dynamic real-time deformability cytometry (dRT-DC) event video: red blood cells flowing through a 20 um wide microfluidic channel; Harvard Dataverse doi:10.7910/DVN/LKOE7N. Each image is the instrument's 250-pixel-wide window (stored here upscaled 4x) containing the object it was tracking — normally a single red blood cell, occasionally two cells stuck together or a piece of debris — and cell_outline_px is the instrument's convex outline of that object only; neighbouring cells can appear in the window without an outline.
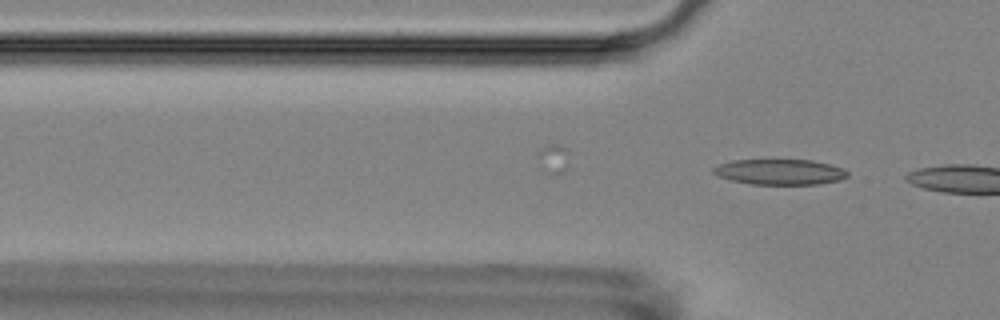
{"species": "Egyptian fruit bat (a non-hibernating species)", "species_latin": "Rousettus aegyptiacus", "temperature_condition": "room temperature", "stored_images_in_passage": 4, "camera_frame_rate_fps": 3000, "um_per_image_px": 0.085, "animal": {"sex": "female"}, "frame": {"image": 1, "passage_image": 4, "time_ms": 3.333, "image_size_px": [1000, 320], "cell_outline_px": [[848, 176], [840, 180], [820, 184], [748, 184], [716, 176], [712, 172], [712, 168], [720, 164], [732, 160], [812, 160], [844, 168], [848, 172]], "centroid_in_image_um": [66.28, 14.61], "position_along_channel_um": 59.5, "area_um2": 20.0}}